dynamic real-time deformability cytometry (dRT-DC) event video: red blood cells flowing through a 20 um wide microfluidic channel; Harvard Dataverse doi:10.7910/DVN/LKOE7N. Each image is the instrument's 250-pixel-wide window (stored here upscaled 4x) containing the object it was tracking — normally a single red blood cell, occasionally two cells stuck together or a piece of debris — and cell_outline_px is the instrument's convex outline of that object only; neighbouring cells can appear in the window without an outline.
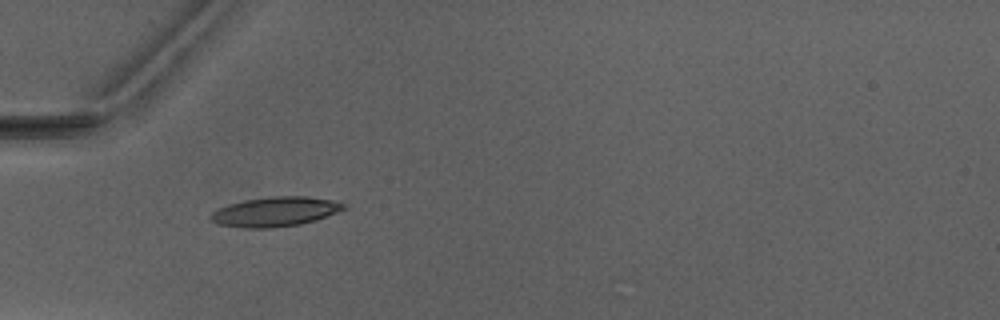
{"species": "Egyptian fruit bat (a non-hibernating species)", "species_latin": "Rousettus aegyptiacus", "temperature_condition": "warm", "stored_images_in_passage": 7, "camera_frame_rate_fps": 3000, "um_per_image_px": 0.085, "animal": {"sex": "male"}, "frame": {"image": 1, "passage_image": 5, "time_ms": 5.667, "image_size_px": [1000, 320], "cell_outline_px": [[348, 208], [316, 220], [300, 224], [272, 228], [244, 228], [220, 224], [212, 220], [208, 216], [212, 212], [228, 204], [244, 200], [268, 196], [308, 196], [340, 200], [348, 204]], "centroid_in_image_um": [23.48, 17.97], "position_along_channel_um": 61.5, "area_um2": 23.29}}
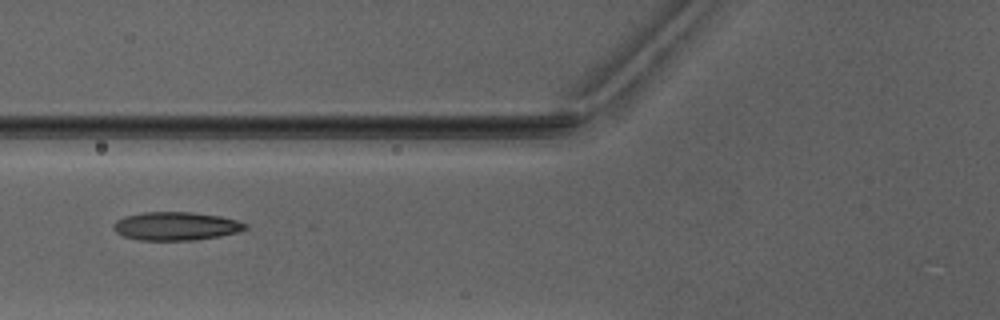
{"frame": {"image": 2, "passage_image": 6, "time_ms": 7.0, "image_size_px": [1000, 320], "cell_outline_px": [[248, 228], [236, 232], [220, 236], [192, 240], [140, 240], [124, 236], [116, 232], [112, 228], [112, 224], [116, 220], [124, 216], [144, 212], [192, 212], [220, 216], [236, 220], [248, 224]], "centroid_in_image_um": [14.93, 19.21], "position_along_channel_um": 110.9, "area_um2": 21.79}}
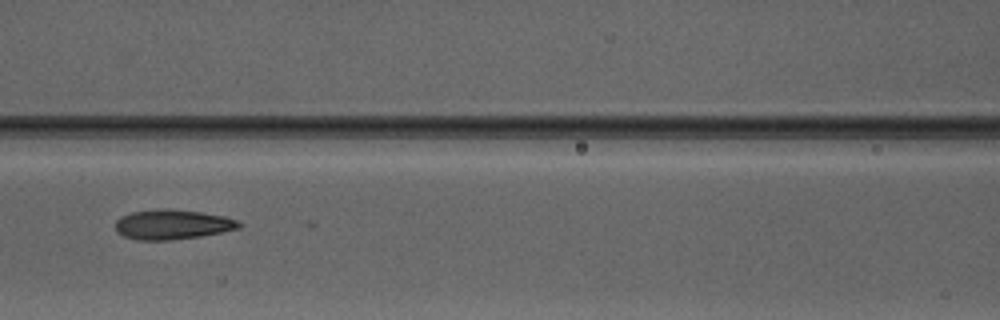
{"frame": {"image": 3, "passage_image": 7, "time_ms": 8.0, "image_size_px": [1000, 320], "cell_outline_px": [[244, 224], [240, 228], [200, 236], [168, 240], [136, 240], [124, 236], [116, 232], [116, 220], [120, 216], [132, 212], [156, 208], [172, 208], [200, 212], [224, 216], [236, 220]], "centroid_in_image_um": [14.63, 19.07], "position_along_channel_um": 152.0, "area_um2": 21.62}}